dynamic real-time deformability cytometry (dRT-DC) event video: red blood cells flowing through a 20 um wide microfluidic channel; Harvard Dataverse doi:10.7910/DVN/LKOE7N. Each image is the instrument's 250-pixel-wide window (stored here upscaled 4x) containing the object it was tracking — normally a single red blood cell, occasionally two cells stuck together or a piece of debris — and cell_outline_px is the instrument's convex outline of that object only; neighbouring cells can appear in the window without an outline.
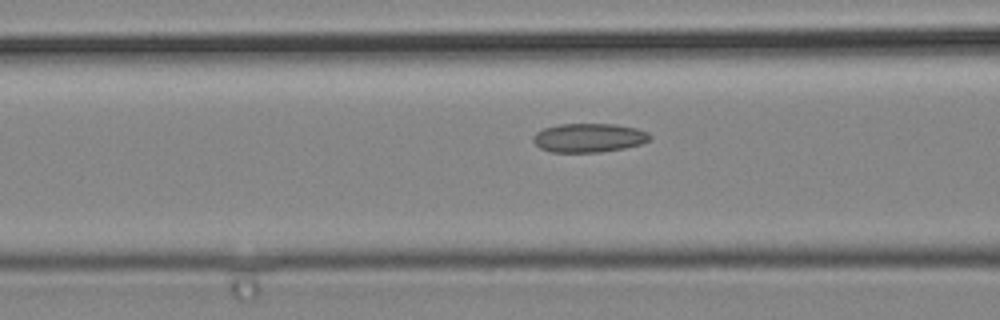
{"species": "common noctule bat (a hibernating species)", "species_latin": "Nyctalus noctula", "temperature_condition": "cold", "stored_images_in_passage": 18, "camera_frame_rate_fps": 3000, "um_per_image_px": 0.085, "animal": {"sex": "male", "body_mass_g": 19.2, "forearm_length_mm": 51.8}, "frame": {"image": 1, "passage_image": 8, "time_ms": 2.333, "image_size_px": [1000, 320], "cell_outline_px": [[652, 136], [648, 140], [640, 144], [624, 148], [600, 152], [552, 152], [540, 148], [532, 140], [532, 136], [536, 132], [544, 128], [560, 124], [616, 124], [636, 128], [648, 132]], "centroid_in_image_um": [50.04, 11.71], "position_along_channel_um": 116.6, "area_um2": 19.65}}
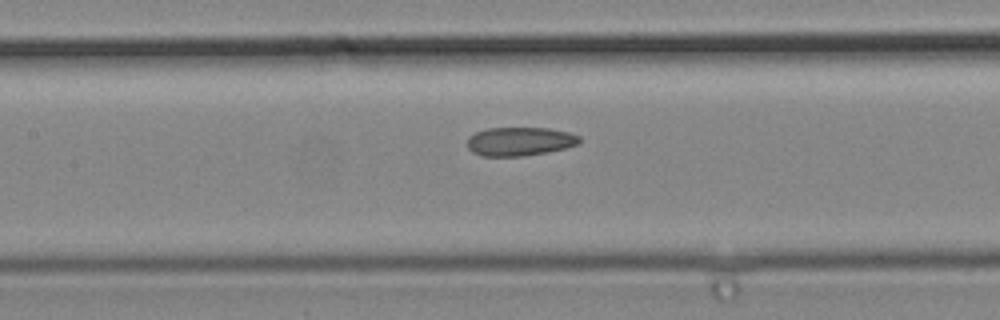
{"frame": {"image": 2, "passage_image": 11, "time_ms": 3.333, "image_size_px": [1000, 320], "cell_outline_px": [[580, 144], [548, 152], [524, 156], [480, 156], [472, 152], [468, 148], [468, 136], [476, 132], [488, 128], [548, 128], [568, 132], [580, 136]], "centroid_in_image_um": [44.18, 12.02], "position_along_channel_um": 163.2, "area_um2": 18.84}}
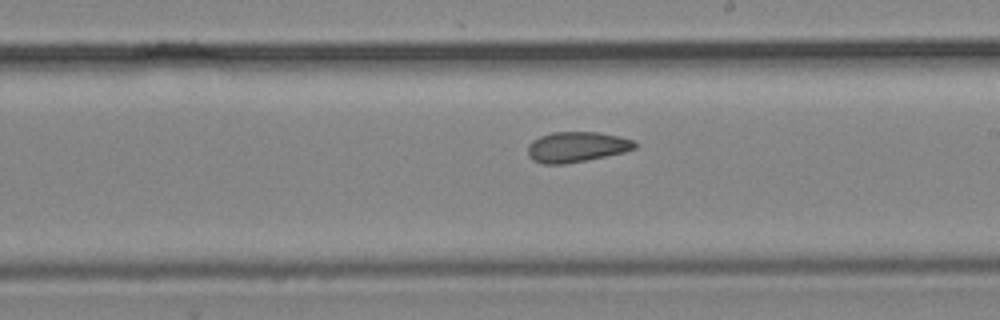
{"frame": {"image": 3, "passage_image": 16, "time_ms": 5.0, "image_size_px": [1000, 320], "cell_outline_px": [[636, 148], [624, 152], [564, 164], [544, 164], [532, 160], [528, 156], [528, 144], [532, 140], [540, 136], [552, 132], [596, 132], [620, 136], [636, 140]], "centroid_in_image_um": [49.0, 12.48], "position_along_channel_um": 240.0, "area_um2": 18.96}}